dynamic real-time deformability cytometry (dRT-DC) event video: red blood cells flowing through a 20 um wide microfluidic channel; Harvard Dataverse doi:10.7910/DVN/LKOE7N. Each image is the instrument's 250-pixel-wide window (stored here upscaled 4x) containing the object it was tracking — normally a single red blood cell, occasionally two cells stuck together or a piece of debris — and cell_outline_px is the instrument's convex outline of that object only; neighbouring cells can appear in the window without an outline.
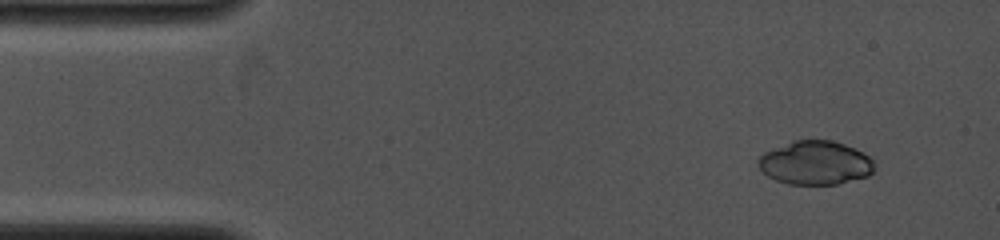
{"species": "common noctule bat (a hibernating species)", "species_latin": "Nyctalus noctula", "temperature_condition": "cold", "stored_images_in_passage": 5, "camera_frame_rate_fps": 4000, "um_per_image_px": 0.085, "animal": {"sex": "female", "body_mass_g": 19.0, "forearm_length_mm": 53.3}, "frame": {"image": 1, "passage_image": 1, "time_ms": 0.0, "image_size_px": [1000, 240], "cell_outline_px": [[872, 172], [868, 176], [840, 184], [788, 184], [776, 180], [768, 176], [756, 164], [756, 160], [764, 152], [796, 140], [832, 140], [844, 144], [868, 156], [872, 160]], "centroid_in_image_um": [69.27, 13.85], "position_along_channel_um": 15.7, "area_um2": 29.3}}